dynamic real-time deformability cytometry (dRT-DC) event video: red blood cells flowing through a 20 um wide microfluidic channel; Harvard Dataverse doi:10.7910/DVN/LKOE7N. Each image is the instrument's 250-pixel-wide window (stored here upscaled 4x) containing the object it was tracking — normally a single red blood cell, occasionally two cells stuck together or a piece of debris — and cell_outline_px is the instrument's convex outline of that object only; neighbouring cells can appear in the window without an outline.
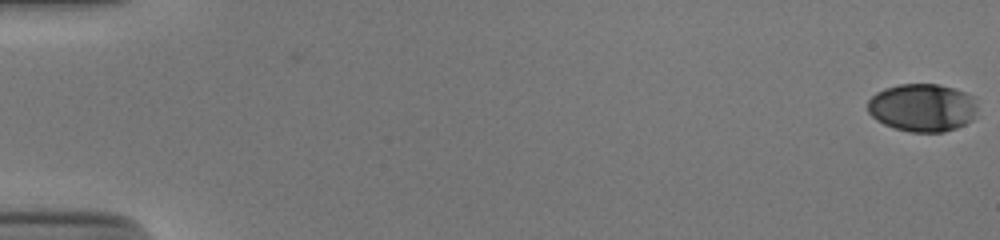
{"species": "human", "species_latin": "Homo sapiens", "temperature_condition": "cold", "stored_images_in_passage": 55, "camera_frame_rate_fps": 3000, "um_per_image_px": 0.085, "donor": {"sex": "male"}, "frame": {"image": 1, "passage_image": 1, "time_ms": 0.0, "image_size_px": [1000, 240], "cell_outline_px": [[976, 116], [972, 120], [956, 128], [944, 132], [908, 132], [884, 124], [876, 120], [868, 112], [868, 100], [876, 92], [884, 88], [896, 84], [940, 84], [964, 92], [972, 96], [976, 104]], "centroid_in_image_um": [78.39, 9.14], "position_along_channel_um": 6.6, "area_um2": 30.81}}
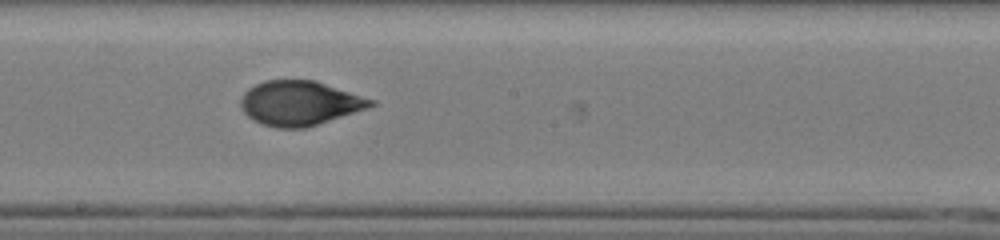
{"frame": {"image": 2, "passage_image": 32, "time_ms": 10.333, "image_size_px": [1000, 240], "cell_outline_px": [[376, 104], [368, 108], [304, 128], [276, 128], [260, 124], [248, 116], [244, 112], [240, 104], [240, 100], [244, 92], [248, 88], [264, 80], [316, 80], [376, 100]], "centroid_in_image_um": [25.47, 8.76], "position_along_channel_um": 222.7, "area_um2": 33.81}}
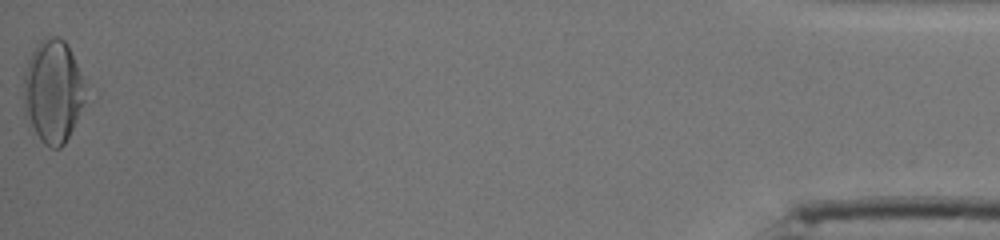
{"frame": {"image": 3, "passage_image": 55, "time_ms": 18.0, "image_size_px": [1000, 240], "cell_outline_px": [[96, 88], [64, 144], [60, 148], [52, 148], [44, 144], [40, 140], [24, 116], [24, 76], [28, 60], [32, 52], [40, 40], [44, 36], [56, 36], [64, 40]], "centroid_in_image_um": [4.66, 7.74], "position_along_channel_um": 430.5, "area_um2": 39.48}, "authors_computed_cell_mechanics": {"area_um2": 33.1194, "velocity_mm_per_s": 3.8659, "shape_relaxation_time_tau1_ms": 4.8323, "shape_relaxation_time_tau2_ms": 1.135, "deformation_change_tau1": 0.1886, "deformation_change_tau2": 0.0551}}